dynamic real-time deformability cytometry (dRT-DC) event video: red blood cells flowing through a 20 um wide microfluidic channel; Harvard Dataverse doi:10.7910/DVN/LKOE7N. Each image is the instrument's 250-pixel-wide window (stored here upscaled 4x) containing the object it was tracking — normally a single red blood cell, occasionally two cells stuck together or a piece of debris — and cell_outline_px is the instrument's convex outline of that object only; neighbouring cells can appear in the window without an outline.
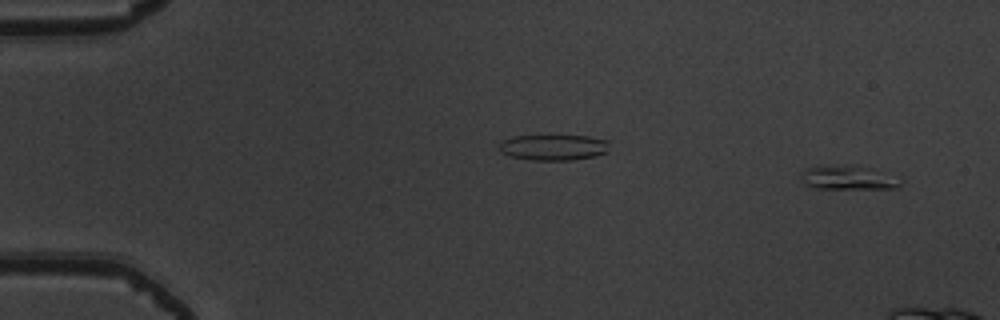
{"species": "common noctule bat (a hibernating species)", "species_latin": "Nyctalus noctula", "temperature_condition": "warm", "stored_images_in_passage": 13, "camera_frame_rate_fps": 3000, "um_per_image_px": 0.085, "animal": {"sex": "male", "body_mass_g": 19.5, "forearm_length_mm": 54.6}, "frame": {"image": 1, "passage_image": 3, "time_ms": 0.667, "image_size_px": [1000, 320], "cell_outline_px": [[900, 184], [896, 188], [816, 188], [804, 184], [800, 176], [800, 172], [804, 168], [848, 164], [868, 168], [900, 180]], "centroid_in_image_um": [71.96, 15.1], "position_along_channel_um": 13.0, "area_um2": 13.47}}